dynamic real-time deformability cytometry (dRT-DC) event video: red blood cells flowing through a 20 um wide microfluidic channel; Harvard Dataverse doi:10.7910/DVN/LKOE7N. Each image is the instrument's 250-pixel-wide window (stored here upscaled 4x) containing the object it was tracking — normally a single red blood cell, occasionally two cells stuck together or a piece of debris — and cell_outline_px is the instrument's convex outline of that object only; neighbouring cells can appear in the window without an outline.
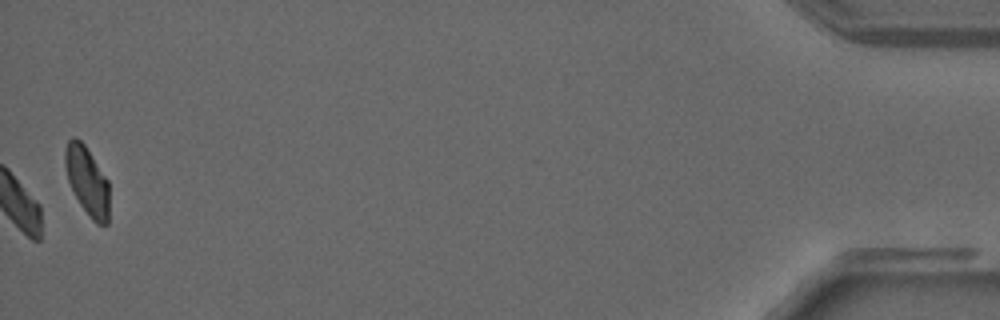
{"species": "common noctule bat (a hibernating species)", "species_latin": "Nyctalus noctula", "temperature_condition": "warm", "stored_images_in_passage": 35, "camera_frame_rate_fps": 3000, "um_per_image_px": 0.085, "animal": {"sex": "male", "forearm_length_mm": 52.5}, "frame": {"image": 1, "passage_image": 35, "time_ms": 11.333, "image_size_px": [1000, 320], "cell_outline_px": [[108, 224], [96, 224], [92, 220], [80, 204], [68, 180], [64, 164], [64, 148], [68, 140], [72, 136], [76, 136], [84, 144], [108, 180]], "centroid_in_image_um": [7.39, 15.34], "position_along_channel_um": 427.8, "area_um2": 17.57}}